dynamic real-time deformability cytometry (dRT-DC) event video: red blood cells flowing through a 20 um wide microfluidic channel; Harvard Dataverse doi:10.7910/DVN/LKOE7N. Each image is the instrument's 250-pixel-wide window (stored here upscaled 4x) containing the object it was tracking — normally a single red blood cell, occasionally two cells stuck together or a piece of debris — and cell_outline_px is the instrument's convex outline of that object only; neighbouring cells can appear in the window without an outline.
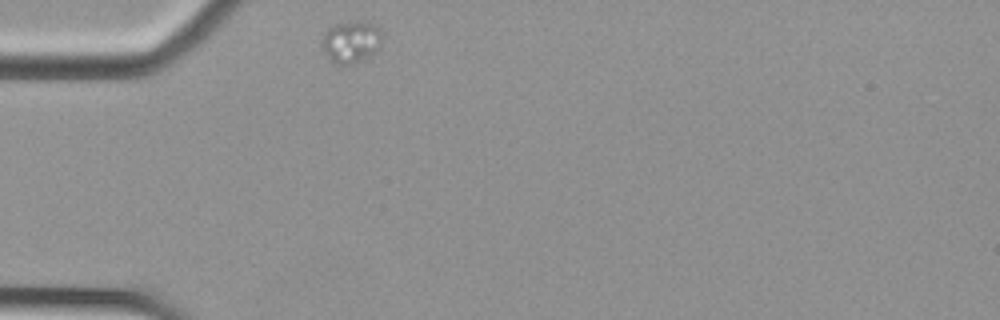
{"species": "Egyptian fruit bat (a non-hibernating species)", "species_latin": "Rousettus aegyptiacus", "temperature_condition": "cold", "stored_images_in_passage": 35, "camera_frame_rate_fps": 3000, "um_per_image_px": 0.085, "animal": {"sex": "female"}, "frame": {"image": 1, "passage_image": 1, "time_ms": 0.0, "image_size_px": [1000, 320], "cell_outline_px": [[380, 48], [352, 64], [340, 64], [332, 60], [324, 52], [320, 40], [324, 32], [332, 24], [372, 24], [380, 28]], "centroid_in_image_um": [29.78, 3.57], "position_along_channel_um": 55.2, "area_um2": 13.93}}
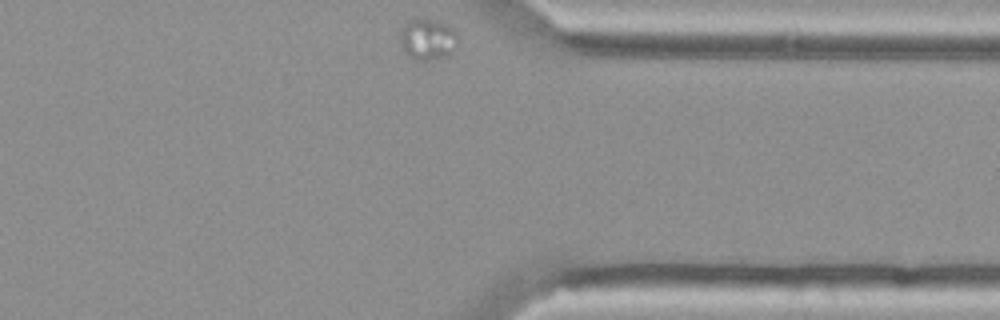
{"frame": {"image": 2, "passage_image": 35, "time_ms": 11.333, "image_size_px": [1000, 320], "cell_outline_px": [[460, 40], [456, 48], [452, 52], [428, 60], [412, 60], [404, 52], [400, 44], [400, 28], [404, 24], [416, 16], [420, 16], [436, 20], [448, 24], [456, 32]], "centroid_in_image_um": [36.33, 3.29], "position_along_channel_um": 375.1, "area_um2": 14.39}}